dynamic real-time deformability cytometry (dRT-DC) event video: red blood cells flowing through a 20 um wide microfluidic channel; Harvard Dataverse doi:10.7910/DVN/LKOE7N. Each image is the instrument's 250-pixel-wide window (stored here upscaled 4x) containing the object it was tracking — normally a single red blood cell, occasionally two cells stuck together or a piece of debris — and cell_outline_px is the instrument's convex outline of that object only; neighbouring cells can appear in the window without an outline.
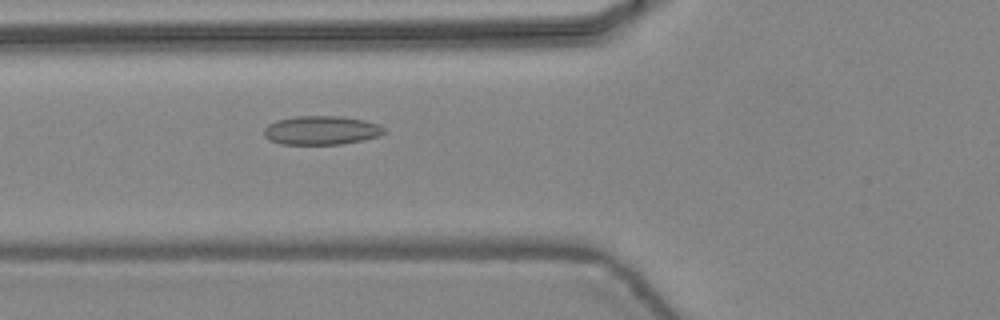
{"species": "common noctule bat (a hibernating species)", "species_latin": "Nyctalus noctula", "temperature_condition": "warm", "stored_images_in_passage": 47, "camera_frame_rate_fps": 3000, "um_per_image_px": 0.085, "animal": {"sex": "female", "body_mass_g": 24.6, "forearm_length_mm": 56.2}, "frame": {"image": 1, "passage_image": 19, "time_ms": 6.0, "image_size_px": [1000, 320], "cell_outline_px": [[384, 132], [380, 136], [364, 140], [340, 144], [280, 144], [268, 140], [264, 136], [264, 128], [268, 124], [276, 120], [296, 116], [340, 116], [364, 120], [376, 124], [384, 128]], "centroid_in_image_um": [27.27, 11.08], "position_along_channel_um": 98.5, "area_um2": 20.23}}
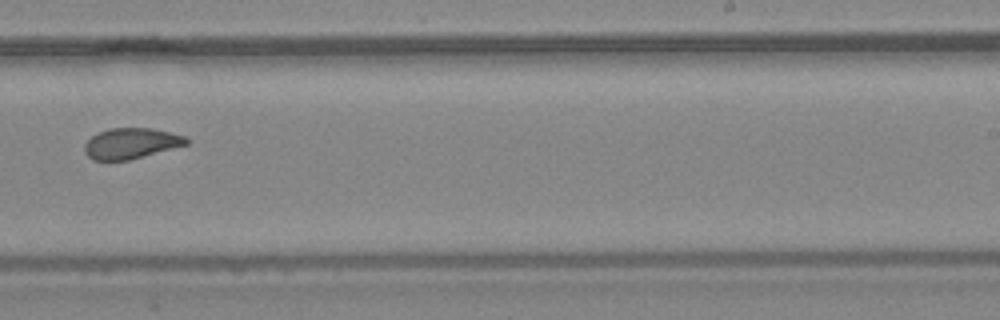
{"frame": {"image": 2, "passage_image": 31, "time_ms": 10.0, "image_size_px": [1000, 320], "cell_outline_px": [[192, 140], [188, 144], [128, 160], [92, 160], [84, 152], [84, 144], [96, 132], [108, 128], [152, 128], [188, 136]], "centroid_in_image_um": [11.15, 12.17], "position_along_channel_um": 277.8, "area_um2": 18.38}}
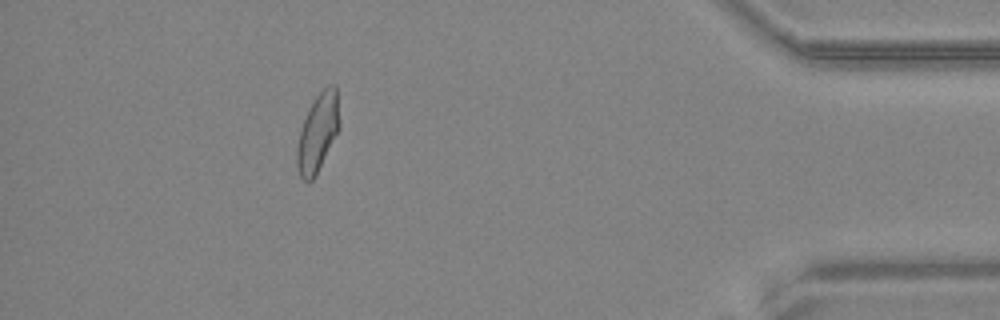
{"frame": {"image": 3, "passage_image": 43, "time_ms": 14.0, "image_size_px": [1000, 320], "cell_outline_px": [[340, 128], [316, 176], [308, 184], [300, 176], [296, 164], [296, 148], [300, 128], [316, 96], [328, 84], [336, 84], [340, 124]], "centroid_in_image_um": [27.01, 11.31], "position_along_channel_um": 408.2, "area_um2": 19.48}, "authors_computed_cell_mechanics": {"area_um2": 19.7098, "velocity_mm_per_s": 4.4699, "shape_relaxation_time_tau1_ms": null, "shape_relaxation_time_tau2_ms": 1.5208, "deformation_change_tau1": null, "deformation_change_tau2": 0.073}}